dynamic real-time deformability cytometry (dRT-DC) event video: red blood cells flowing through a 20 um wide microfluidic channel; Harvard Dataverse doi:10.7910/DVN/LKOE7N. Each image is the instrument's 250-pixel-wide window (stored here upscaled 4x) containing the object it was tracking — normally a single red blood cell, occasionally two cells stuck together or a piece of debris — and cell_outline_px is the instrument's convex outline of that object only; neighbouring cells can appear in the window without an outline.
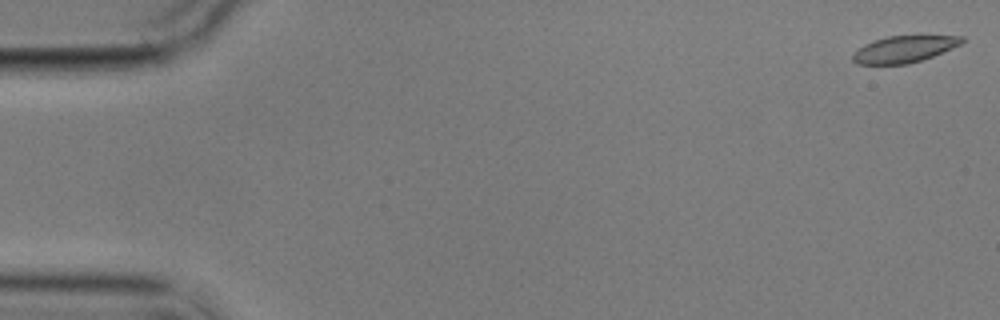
{"species": "common noctule bat (a hibernating species)", "species_latin": "Nyctalus noctula", "temperature_condition": "cold", "stored_images_in_passage": 10, "camera_frame_rate_fps": 3000, "um_per_image_px": 0.085, "animal": {"sex": "male", "body_mass_g": 17.9}, "frame": {"image": 1, "passage_image": 1, "time_ms": 0.0, "image_size_px": [1000, 320], "cell_outline_px": [[964, 40], [960, 44], [952, 48], [932, 56], [908, 64], [856, 64], [852, 60], [852, 52], [864, 44], [888, 36], [964, 36]], "centroid_in_image_um": [76.8, 4.18], "position_along_channel_um": 8.2, "area_um2": 16.76}}
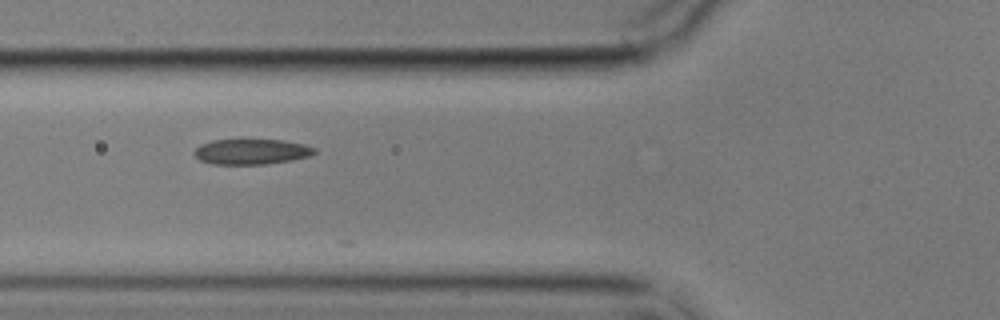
{"frame": {"image": 2, "passage_image": 6, "time_ms": 6.667, "image_size_px": [1000, 320], "cell_outline_px": [[316, 152], [312, 156], [292, 160], [264, 164], [212, 164], [200, 160], [192, 152], [200, 144], [212, 140], [280, 140], [304, 144], [316, 148]], "centroid_in_image_um": [21.38, 12.89], "position_along_channel_um": 104.4, "area_um2": 17.8}}
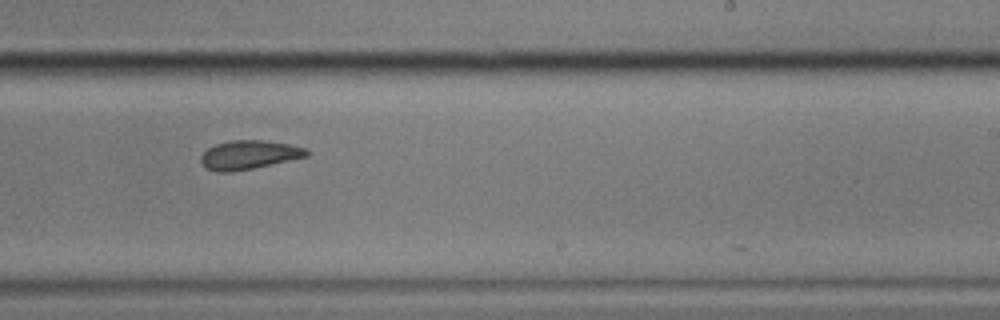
{"frame": {"image": 3, "passage_image": 10, "time_ms": 11.333, "image_size_px": [1000, 320], "cell_outline_px": [[308, 156], [252, 168], [232, 172], [216, 172], [204, 168], [200, 164], [200, 156], [208, 148], [216, 144], [232, 140], [264, 140], [288, 144], [304, 148], [308, 152]], "centroid_in_image_um": [21.09, 13.17], "position_along_channel_um": 267.9, "area_um2": 17.69}}